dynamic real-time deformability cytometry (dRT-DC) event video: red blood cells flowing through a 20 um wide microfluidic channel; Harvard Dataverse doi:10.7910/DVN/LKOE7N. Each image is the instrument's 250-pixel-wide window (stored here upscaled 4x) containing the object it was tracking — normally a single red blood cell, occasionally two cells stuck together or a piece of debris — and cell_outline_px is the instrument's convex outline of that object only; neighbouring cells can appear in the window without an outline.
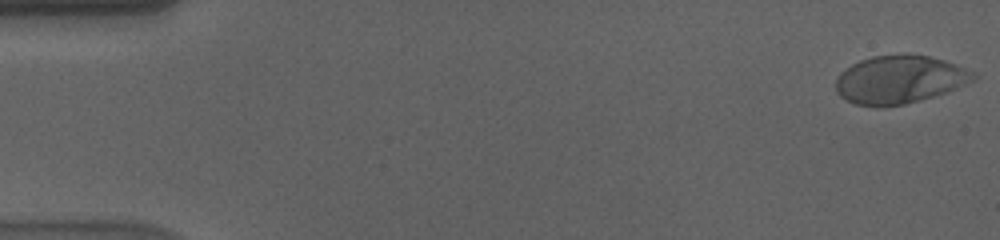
{"species": "human", "species_latin": "Homo sapiens", "temperature_condition": "cold", "stored_images_in_passage": 57, "camera_frame_rate_fps": 3000, "um_per_image_px": 0.085, "donor": {"sex": "male"}, "frame": {"image": 1, "passage_image": 1, "time_ms": 0.0, "image_size_px": [1000, 240], "cell_outline_px": [[980, 76], [972, 80], [944, 92], [932, 96], [904, 104], [856, 104], [840, 96], [836, 92], [836, 80], [840, 72], [852, 64], [860, 60], [872, 56], [904, 52], [928, 56], [944, 60], [956, 64]], "centroid_in_image_um": [76.43, 6.7], "position_along_channel_um": 8.6, "area_um2": 37.86}}
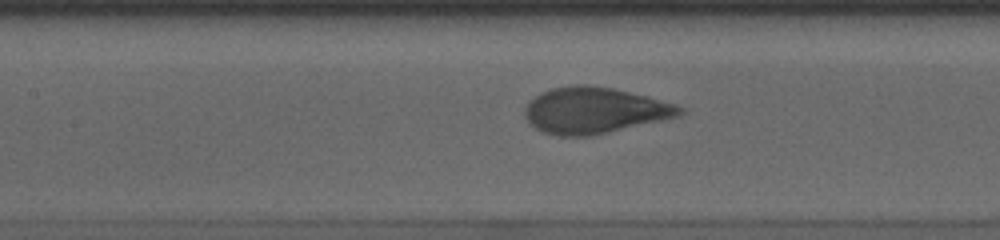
{"frame": {"image": 2, "passage_image": 26, "time_ms": 8.333, "image_size_px": [1000, 240], "cell_outline_px": [[684, 112], [680, 116], [592, 136], [560, 136], [544, 132], [528, 124], [524, 116], [524, 108], [528, 100], [540, 92], [552, 88], [576, 84], [584, 84], [612, 88], [648, 96], [676, 104], [684, 108]], "centroid_in_image_um": [50.5, 9.38], "position_along_channel_um": 156.9, "area_um2": 42.02}}
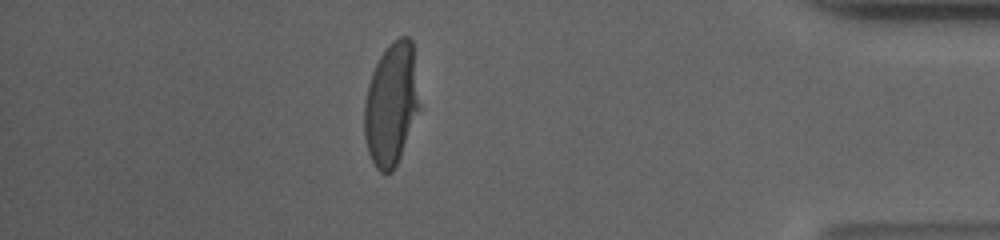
{"frame": {"image": 3, "passage_image": 50, "time_ms": 16.333, "image_size_px": [1000, 240], "cell_outline_px": [[420, 108], [400, 156], [392, 172], [380, 172], [376, 168], [368, 152], [364, 136], [364, 104], [368, 84], [372, 72], [380, 56], [388, 44], [400, 36], [408, 36], [412, 40], [420, 104]], "centroid_in_image_um": [33.25, 8.83], "position_along_channel_um": 401.9, "area_um2": 39.42}, "authors_computed_cell_mechanics": {"area_um2": 40.5178, "velocity_mm_per_s": 3.57, "shape_relaxation_time_tau1_ms": 5.0545, "shape_relaxation_time_tau2_ms": null, "deformation_change_tau1": 0.2098, "deformation_change_tau2": null}}